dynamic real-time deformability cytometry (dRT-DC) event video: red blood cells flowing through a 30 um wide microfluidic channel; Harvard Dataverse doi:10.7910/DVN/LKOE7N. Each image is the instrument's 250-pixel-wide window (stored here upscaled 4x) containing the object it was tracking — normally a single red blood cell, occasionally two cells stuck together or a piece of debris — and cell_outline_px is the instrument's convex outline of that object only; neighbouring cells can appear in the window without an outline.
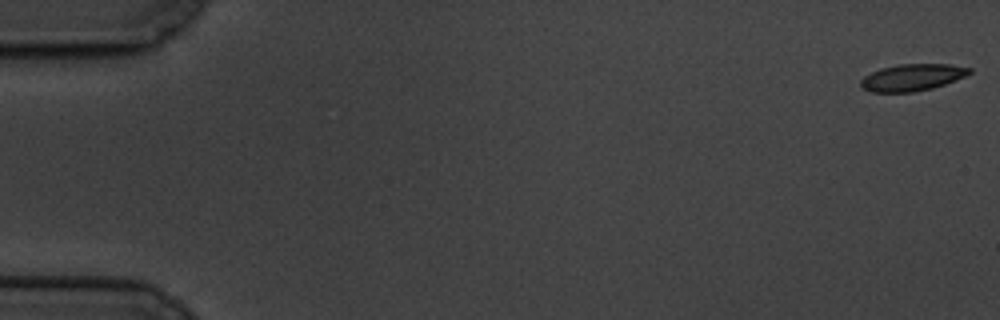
{"species": "common noctule bat (a hibernating species)", "species_latin": "Nyctalus noctula", "temperature_condition": "cold", "stored_images_in_passage": 4, "camera_frame_rate_fps": 3000, "um_per_image_px": 0.085, "animal": {"sex": "male", "body_mass_g": 19.5, "forearm_length_mm": 54.6}, "frame": {"image": 1, "passage_image": 1, "time_ms": 0.0, "image_size_px": [1000, 320], "cell_outline_px": [[972, 72], [964, 76], [944, 84], [932, 88], [912, 92], [872, 92], [864, 88], [860, 84], [860, 80], [864, 76], [880, 68], [900, 64], [948, 64], [972, 68]], "centroid_in_image_um": [77.53, 6.57], "position_along_channel_um": 7.5, "area_um2": 16.82}}